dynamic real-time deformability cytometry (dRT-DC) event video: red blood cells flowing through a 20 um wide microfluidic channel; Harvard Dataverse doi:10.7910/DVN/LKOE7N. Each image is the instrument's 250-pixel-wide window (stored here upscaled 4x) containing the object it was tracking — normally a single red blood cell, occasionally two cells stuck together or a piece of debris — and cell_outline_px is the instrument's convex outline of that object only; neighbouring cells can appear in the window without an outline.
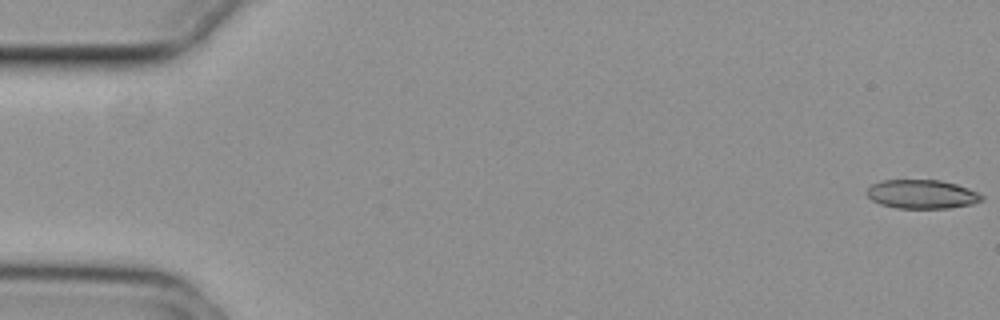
{"species": "common noctule bat (a hibernating species)", "species_latin": "Nyctalus noctula", "temperature_condition": "cold", "stored_images_in_passage": 56, "camera_frame_rate_fps": 3000, "um_per_image_px": 0.085, "animal": {"sex": "female", "body_mass_g": 29.2, "forearm_length_mm": 56.3}, "frame": {"image": 1, "passage_image": 1, "time_ms": 0.0, "image_size_px": [1000, 320], "cell_outline_px": [[984, 200], [972, 204], [948, 208], [896, 208], [880, 204], [872, 200], [864, 192], [872, 184], [884, 180], [940, 180], [956, 184], [968, 188], [984, 196]], "centroid_in_image_um": [78.35, 16.51], "position_along_channel_um": 6.6, "area_um2": 19.36}}
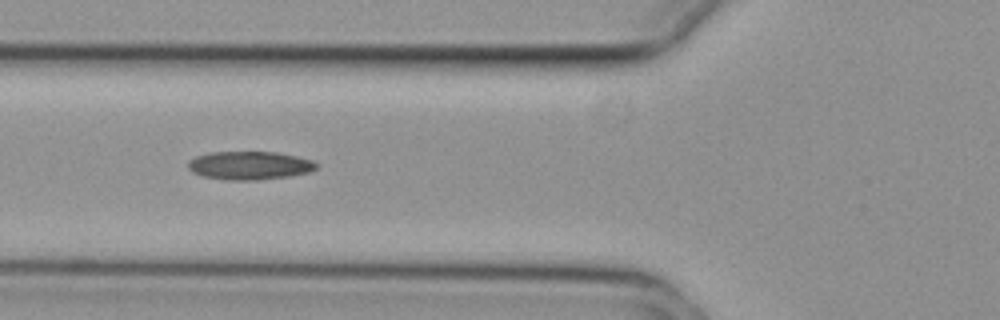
{"frame": {"image": 2, "passage_image": 21, "time_ms": 6.667, "image_size_px": [1000, 320], "cell_outline_px": [[320, 164], [316, 168], [308, 172], [292, 176], [256, 180], [228, 180], [204, 176], [192, 172], [188, 168], [188, 160], [196, 156], [208, 152], [276, 152], [296, 156], [312, 160]], "centroid_in_image_um": [21.22, 14.06], "position_along_channel_um": 104.6, "area_um2": 21.27}}
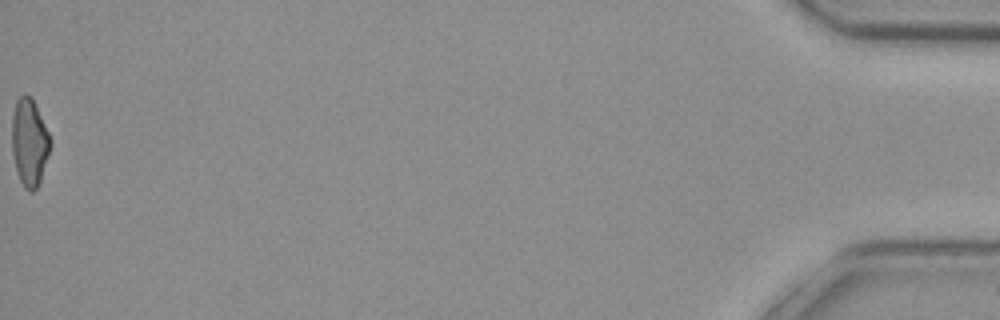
{"frame": {"image": 3, "passage_image": 56, "time_ms": 18.333, "image_size_px": [1000, 320], "cell_outline_px": [[52, 144], [40, 180], [36, 188], [32, 192], [28, 192], [24, 188], [20, 180], [16, 168], [12, 152], [12, 116], [16, 100], [24, 92], [32, 96], [52, 140]], "centroid_in_image_um": [2.5, 12.06], "position_along_channel_um": 432.7, "area_um2": 19.71}, "authors_computed_cell_mechanics": {"area_um2": 20.3456, "velocity_mm_per_s": 3.7452, "shape_relaxation_time_tau1_ms": 9.33, "shape_relaxation_time_tau2_ms": 4.66, "deformation_change_tau1": 0.1964, "deformation_change_tau2": 0.1129}}